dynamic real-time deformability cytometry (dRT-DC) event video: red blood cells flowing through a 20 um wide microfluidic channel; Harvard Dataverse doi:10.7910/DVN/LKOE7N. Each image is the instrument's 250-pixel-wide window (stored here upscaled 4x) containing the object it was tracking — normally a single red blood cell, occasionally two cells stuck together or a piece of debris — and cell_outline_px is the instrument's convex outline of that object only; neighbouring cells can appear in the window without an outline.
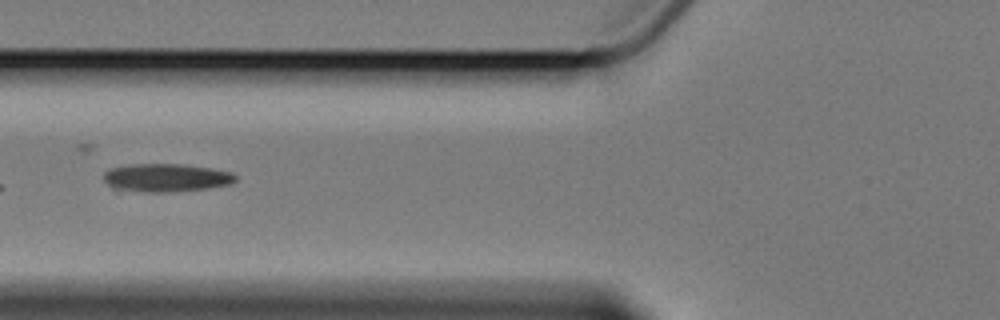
{"species": "Egyptian fruit bat (a non-hibernating species)", "species_latin": "Rousettus aegyptiacus", "temperature_condition": "cold", "stored_images_in_passage": 10, "camera_frame_rate_fps": 3000, "um_per_image_px": 0.085, "animal": {"sex": "female"}, "frame": {"image": 1, "passage_image": 6, "time_ms": 6.0, "image_size_px": [1000, 320], "cell_outline_px": [[236, 180], [232, 184], [208, 188], [176, 192], [144, 192], [112, 188], [104, 180], [104, 172], [112, 168], [132, 164], [180, 164], [208, 168], [232, 172], [236, 176]], "centroid_in_image_um": [14.13, 15.12], "position_along_channel_um": 111.7, "area_um2": 21.62}}
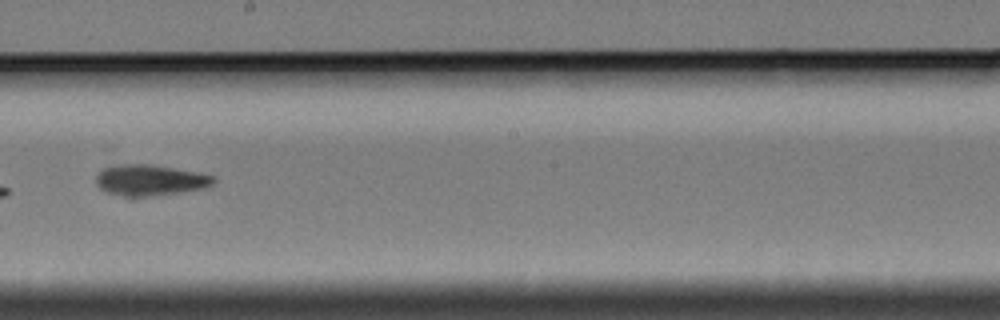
{"frame": {"image": 2, "passage_image": 9, "time_ms": 9.667, "image_size_px": [1000, 320], "cell_outline_px": [[216, 180], [212, 184], [204, 188], [132, 200], [108, 192], [100, 188], [96, 184], [96, 176], [104, 168], [120, 164], [148, 164], [196, 172], [212, 176]], "centroid_in_image_um": [12.7, 15.36], "position_along_channel_um": 235.5, "area_um2": 21.44}}
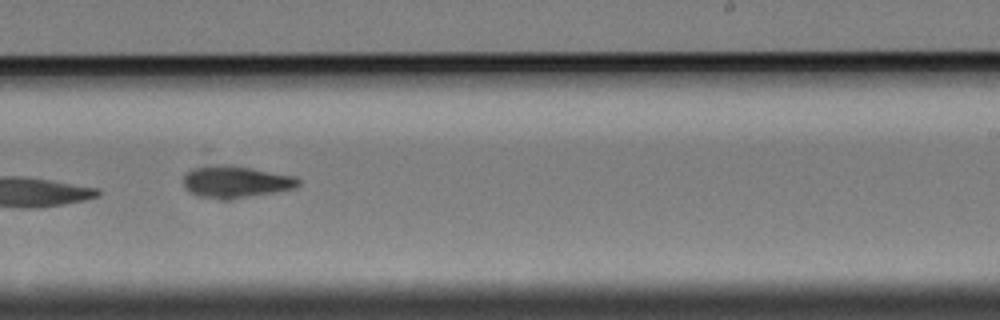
{"frame": {"image": 3, "passage_image": 10, "time_ms": 10.667, "image_size_px": [1000, 320], "cell_outline_px": [[300, 184], [296, 188], [232, 200], [220, 200], [196, 196], [188, 192], [184, 188], [184, 176], [192, 168], [252, 168], [296, 176], [300, 180]], "centroid_in_image_um": [20.08, 15.53], "position_along_channel_um": 268.9, "area_um2": 20.87}}